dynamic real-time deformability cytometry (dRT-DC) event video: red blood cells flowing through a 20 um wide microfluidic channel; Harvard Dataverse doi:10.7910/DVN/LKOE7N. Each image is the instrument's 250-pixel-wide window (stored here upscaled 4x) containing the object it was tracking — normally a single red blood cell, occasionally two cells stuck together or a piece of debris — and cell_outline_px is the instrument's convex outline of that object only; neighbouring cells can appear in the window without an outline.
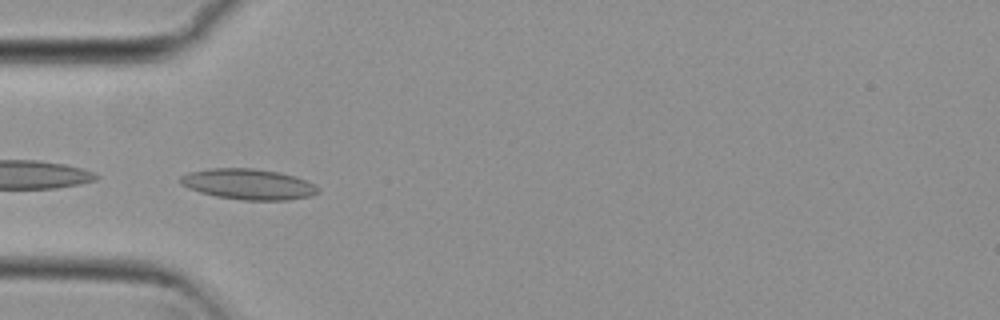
{"species": "common noctule bat (a hibernating species)", "species_latin": "Nyctalus noctula", "temperature_condition": "cold", "stored_images_in_passage": 38, "camera_frame_rate_fps": 3000, "um_per_image_px": 0.085, "animal": {"sex": "female", "body_mass_g": 29.2, "forearm_length_mm": 56.3}, "frame": {"image": 1, "passage_image": 1, "time_ms": 0.0, "image_size_px": [1000, 320], "cell_outline_px": [[320, 192], [312, 196], [288, 200], [244, 200], [216, 196], [200, 192], [188, 188], [180, 184], [180, 176], [188, 172], [208, 168], [252, 168], [280, 172], [296, 176], [316, 184], [320, 188]], "centroid_in_image_um": [21.15, 15.65], "position_along_channel_um": 63.9, "area_um2": 24.91}}
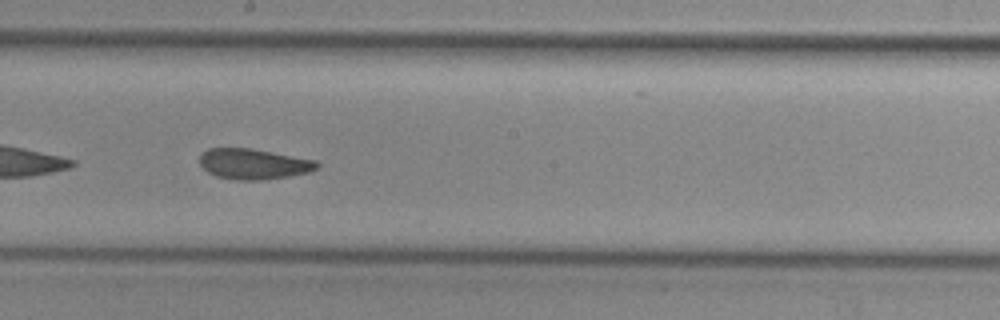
{"frame": {"image": 2, "passage_image": 14, "time_ms": 4.333, "image_size_px": [1000, 320], "cell_outline_px": [[320, 168], [308, 172], [288, 176], [260, 180], [236, 180], [216, 176], [208, 172], [200, 164], [200, 152], [208, 148], [252, 148], [316, 160], [320, 164]], "centroid_in_image_um": [21.55, 13.93], "position_along_channel_um": 226.6, "area_um2": 20.98}}
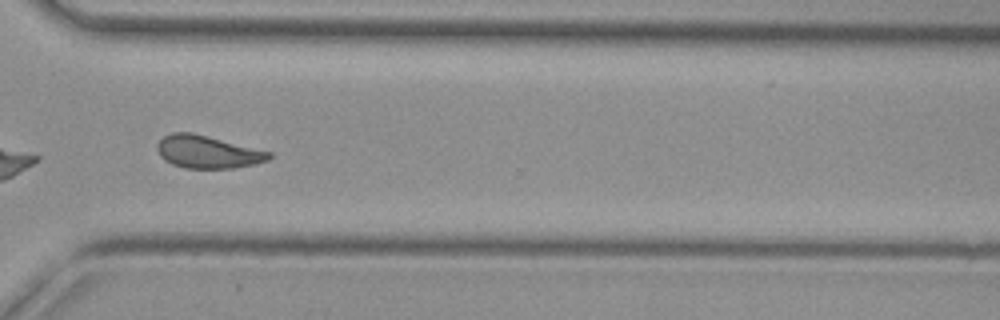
{"frame": {"image": 3, "passage_image": 24, "time_ms": 7.667, "image_size_px": [1000, 320], "cell_outline_px": [[272, 156], [268, 160], [256, 164], [232, 168], [184, 168], [172, 164], [164, 160], [160, 156], [156, 148], [156, 144], [164, 136], [172, 132], [192, 132], [272, 152]], "centroid_in_image_um": [17.63, 12.91], "position_along_channel_um": 353.0, "area_um2": 21.39}, "authors_computed_cell_mechanics": {"area_um2": 21.3571, "velocity_mm_per_s": 3.7857, "shape_relaxation_time_tau1_ms": null, "shape_relaxation_time_tau2_ms": 2.1334, "deformation_change_tau1": null, "deformation_change_tau2": 0.0878}}